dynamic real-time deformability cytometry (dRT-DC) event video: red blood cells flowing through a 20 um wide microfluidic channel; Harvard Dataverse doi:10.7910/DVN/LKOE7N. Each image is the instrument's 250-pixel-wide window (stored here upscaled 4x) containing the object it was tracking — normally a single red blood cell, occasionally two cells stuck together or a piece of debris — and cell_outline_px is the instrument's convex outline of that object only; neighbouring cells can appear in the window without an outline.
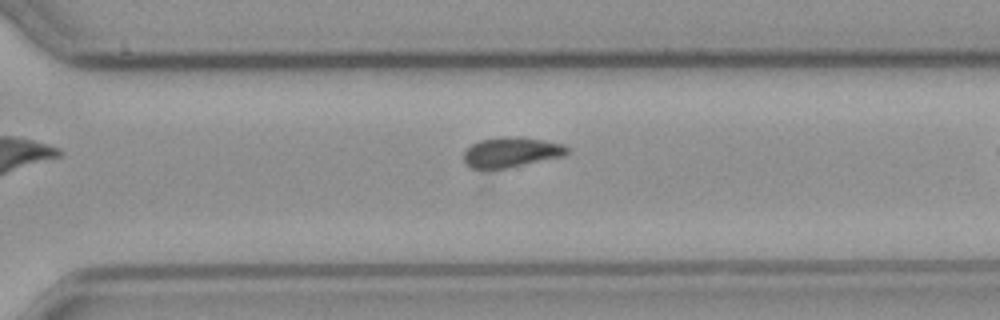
{"species": "common noctule bat (a hibernating species)", "species_latin": "Nyctalus noctula", "temperature_condition": "cold", "stored_images_in_passage": 45, "camera_frame_rate_fps": 3000, "um_per_image_px": 0.085, "animal": {"sex": "male", "body_mass_g": 23.1, "forearm_length_mm": 52.7}, "frame": {"image": 1, "passage_image": 26, "time_ms": 8.333, "image_size_px": [1000, 320], "cell_outline_px": [[568, 152], [564, 156], [488, 172], [484, 172], [472, 168], [464, 164], [464, 152], [472, 144], [480, 140], [504, 136], [516, 136], [544, 140], [564, 144], [568, 148]], "centroid_in_image_um": [43.4, 12.97], "position_along_channel_um": 327.2, "area_um2": 18.67}}